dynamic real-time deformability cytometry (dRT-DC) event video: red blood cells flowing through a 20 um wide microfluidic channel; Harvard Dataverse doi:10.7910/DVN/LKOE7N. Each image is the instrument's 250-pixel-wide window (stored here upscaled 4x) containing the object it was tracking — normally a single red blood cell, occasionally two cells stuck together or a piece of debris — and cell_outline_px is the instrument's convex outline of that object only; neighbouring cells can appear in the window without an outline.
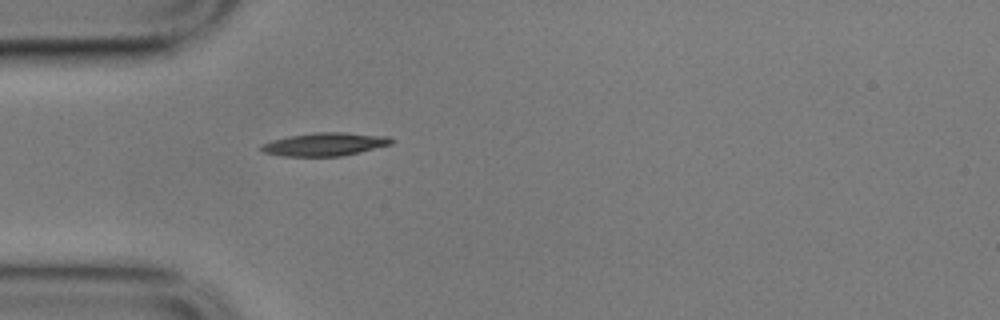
{"species": "common noctule bat (a hibernating species)", "species_latin": "Nyctalus noctula", "temperature_condition": "cold", "stored_images_in_passage": 29, "camera_frame_rate_fps": 3000, "um_per_image_px": 0.085, "animal": {"sex": "male", "body_mass_g": 17.9}, "frame": {"image": 1, "passage_image": 1, "time_ms": 0.0, "image_size_px": [1000, 320], "cell_outline_px": [[392, 144], [344, 156], [284, 156], [264, 152], [260, 148], [260, 144], [272, 140], [288, 136], [312, 132], [344, 132], [388, 136], [392, 140]], "centroid_in_image_um": [27.6, 12.25], "position_along_channel_um": 57.4, "area_um2": 17.63}}
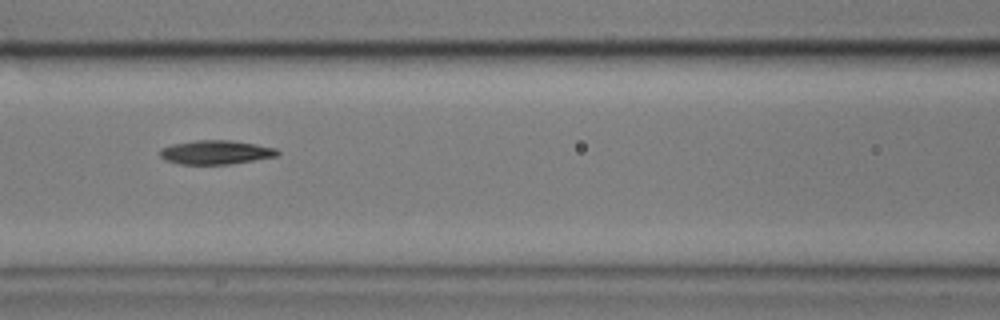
{"frame": {"image": 2, "passage_image": 9, "time_ms": 2.667, "image_size_px": [1000, 320], "cell_outline_px": [[280, 156], [228, 164], [180, 164], [164, 160], [160, 156], [160, 148], [172, 144], [196, 140], [228, 140], [256, 144], [276, 148], [280, 152]], "centroid_in_image_um": [18.35, 12.94], "position_along_channel_um": 148.3, "area_um2": 16.47}}
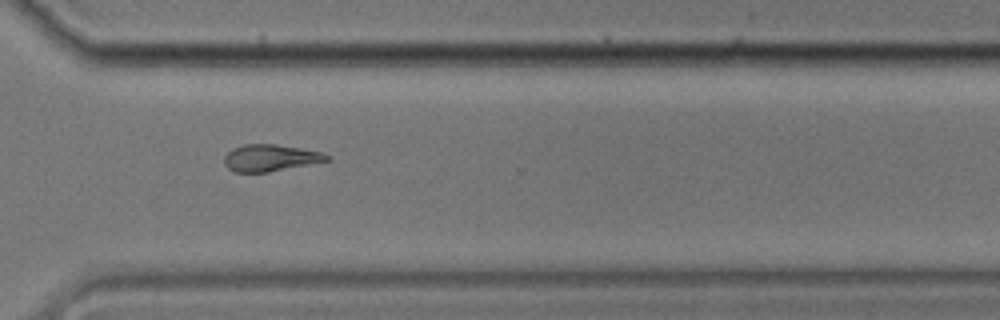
{"frame": {"image": 3, "passage_image": 26, "time_ms": 8.333, "image_size_px": [1000, 320], "cell_outline_px": [[332, 160], [268, 172], [236, 172], [228, 168], [224, 164], [224, 156], [232, 148], [244, 144], [276, 144], [300, 148], [320, 152], [332, 156]], "centroid_in_image_um": [22.99, 13.41], "position_along_channel_um": 347.6, "area_um2": 16.07}}